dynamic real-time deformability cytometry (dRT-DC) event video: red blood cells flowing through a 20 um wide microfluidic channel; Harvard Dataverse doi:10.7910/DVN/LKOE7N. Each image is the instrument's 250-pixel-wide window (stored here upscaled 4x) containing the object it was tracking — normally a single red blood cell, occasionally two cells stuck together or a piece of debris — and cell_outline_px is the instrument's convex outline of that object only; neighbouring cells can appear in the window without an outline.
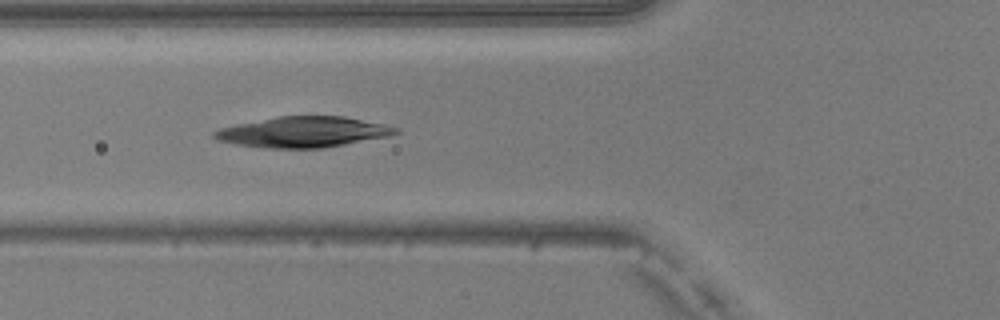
{"species": "common noctule bat (a hibernating species)", "species_latin": "Nyctalus noctula", "temperature_condition": "warm", "stored_images_in_passage": 49, "camera_frame_rate_fps": 3000, "um_per_image_px": 0.085, "animal": {"sex": "male", "body_mass_g": 20.5, "forearm_length_mm": 52.5}, "frame": {"image": 1, "passage_image": 18, "time_ms": 5.667, "image_size_px": [1000, 320], "cell_outline_px": [[400, 132], [388, 136], [324, 148], [268, 148], [236, 144], [216, 140], [212, 136], [212, 132], [220, 128], [236, 124], [276, 116], [344, 116], [384, 124], [400, 128]], "centroid_in_image_um": [25.76, 11.21], "position_along_channel_um": 100.0, "area_um2": 32.43}}
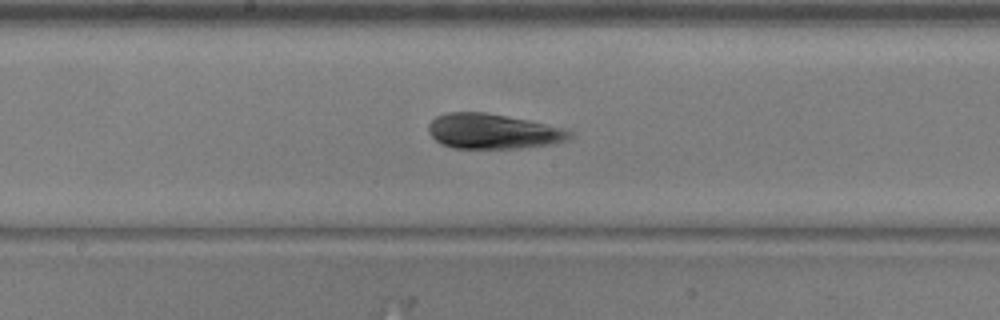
{"frame": {"image": 2, "passage_image": 26, "time_ms": 8.333, "image_size_px": [1000, 320], "cell_outline_px": [[572, 136], [564, 140], [548, 144], [520, 148], [452, 148], [440, 144], [428, 132], [428, 124], [436, 116], [448, 112], [484, 112], [508, 116], [528, 120], [560, 128], [572, 132]], "centroid_in_image_um": [41.81, 11.16], "position_along_channel_um": 206.4, "area_um2": 28.55}}
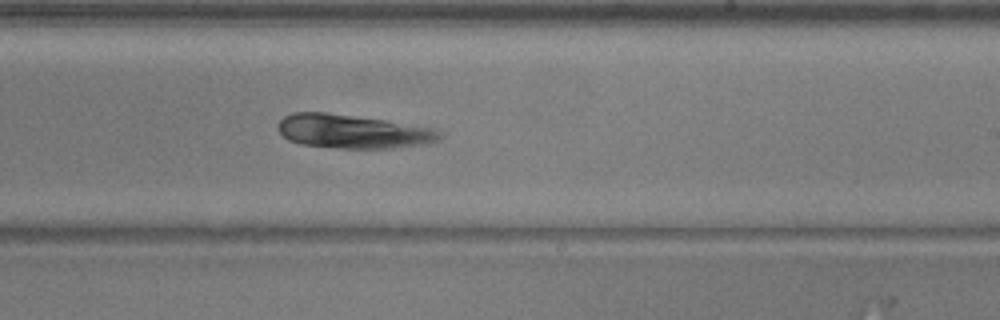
{"frame": {"image": 3, "passage_image": 30, "time_ms": 9.667, "image_size_px": [1000, 320], "cell_outline_px": [[444, 132], [440, 140], [428, 144], [392, 148], [336, 148], [304, 144], [288, 140], [280, 132], [280, 120], [284, 116], [292, 112], [324, 112], [384, 120], [436, 128]], "centroid_in_image_um": [30.07, 11.17], "position_along_channel_um": 258.9, "area_um2": 31.85}}